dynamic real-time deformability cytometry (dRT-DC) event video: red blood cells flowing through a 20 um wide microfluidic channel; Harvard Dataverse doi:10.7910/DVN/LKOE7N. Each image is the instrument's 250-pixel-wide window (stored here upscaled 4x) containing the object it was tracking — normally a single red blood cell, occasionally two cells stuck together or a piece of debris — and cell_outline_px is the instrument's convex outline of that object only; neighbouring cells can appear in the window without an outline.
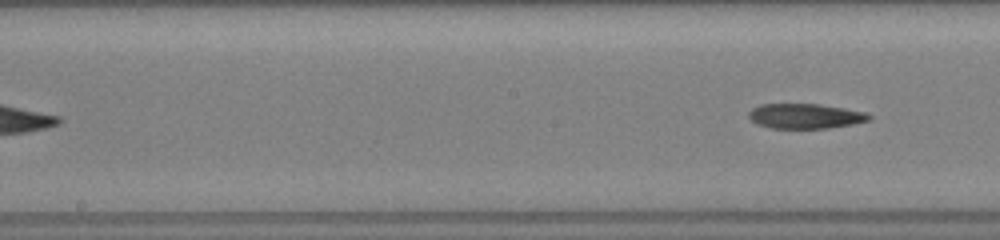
{"species": "common noctule bat (a hibernating species)", "species_latin": "Nyctalus noctula", "temperature_condition": "room temperature", "stored_images_in_passage": 18, "segment_of_instrument_passage": [2, 2], "camera_frame_rate_fps": 3000, "um_per_image_px": 0.085, "animal": {"sex": "female", "body_mass_g": 19.5, "forearm_length_mm": 54.1}, "frame": {"image": 1, "passage_image": 18, "time_ms": 7.0, "image_size_px": [1000, 240], "cell_outline_px": [[872, 116], [868, 120], [852, 124], [828, 128], [772, 128], [756, 124], [748, 116], [748, 112], [752, 108], [760, 104], [820, 104], [844, 108], [864, 112]], "centroid_in_image_um": [68.41, 9.86], "position_along_channel_um": 179.8, "area_um2": 17.4}}